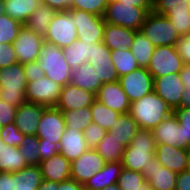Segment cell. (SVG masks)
Wrapping results in <instances>:
<instances>
[{
  "label": "cell",
  "instance_id": "obj_19",
  "mask_svg": "<svg viewBox=\"0 0 190 190\" xmlns=\"http://www.w3.org/2000/svg\"><path fill=\"white\" fill-rule=\"evenodd\" d=\"M96 99L120 114L130 111L131 102L119 81L104 83L97 91Z\"/></svg>",
  "mask_w": 190,
  "mask_h": 190
},
{
  "label": "cell",
  "instance_id": "obj_49",
  "mask_svg": "<svg viewBox=\"0 0 190 190\" xmlns=\"http://www.w3.org/2000/svg\"><path fill=\"white\" fill-rule=\"evenodd\" d=\"M16 110L17 107L8 105L6 101L0 99V125L2 127L14 122Z\"/></svg>",
  "mask_w": 190,
  "mask_h": 190
},
{
  "label": "cell",
  "instance_id": "obj_55",
  "mask_svg": "<svg viewBox=\"0 0 190 190\" xmlns=\"http://www.w3.org/2000/svg\"><path fill=\"white\" fill-rule=\"evenodd\" d=\"M43 4L56 11H67L70 8L66 5V0H43Z\"/></svg>",
  "mask_w": 190,
  "mask_h": 190
},
{
  "label": "cell",
  "instance_id": "obj_34",
  "mask_svg": "<svg viewBox=\"0 0 190 190\" xmlns=\"http://www.w3.org/2000/svg\"><path fill=\"white\" fill-rule=\"evenodd\" d=\"M124 149L123 144L112 137L108 132H106L101 142L95 148L106 163L122 162Z\"/></svg>",
  "mask_w": 190,
  "mask_h": 190
},
{
  "label": "cell",
  "instance_id": "obj_36",
  "mask_svg": "<svg viewBox=\"0 0 190 190\" xmlns=\"http://www.w3.org/2000/svg\"><path fill=\"white\" fill-rule=\"evenodd\" d=\"M92 114V122L104 128L107 132L111 130V126L115 124L120 113L108 108L102 102L95 99L90 106Z\"/></svg>",
  "mask_w": 190,
  "mask_h": 190
},
{
  "label": "cell",
  "instance_id": "obj_58",
  "mask_svg": "<svg viewBox=\"0 0 190 190\" xmlns=\"http://www.w3.org/2000/svg\"><path fill=\"white\" fill-rule=\"evenodd\" d=\"M184 91L182 92V99L180 107L190 108V86L184 85Z\"/></svg>",
  "mask_w": 190,
  "mask_h": 190
},
{
  "label": "cell",
  "instance_id": "obj_40",
  "mask_svg": "<svg viewBox=\"0 0 190 190\" xmlns=\"http://www.w3.org/2000/svg\"><path fill=\"white\" fill-rule=\"evenodd\" d=\"M39 138L36 135H24L19 147L23 158L29 165L40 164Z\"/></svg>",
  "mask_w": 190,
  "mask_h": 190
},
{
  "label": "cell",
  "instance_id": "obj_57",
  "mask_svg": "<svg viewBox=\"0 0 190 190\" xmlns=\"http://www.w3.org/2000/svg\"><path fill=\"white\" fill-rule=\"evenodd\" d=\"M179 77L183 85L190 86V64H184L183 68L179 72Z\"/></svg>",
  "mask_w": 190,
  "mask_h": 190
},
{
  "label": "cell",
  "instance_id": "obj_56",
  "mask_svg": "<svg viewBox=\"0 0 190 190\" xmlns=\"http://www.w3.org/2000/svg\"><path fill=\"white\" fill-rule=\"evenodd\" d=\"M118 2H123L130 4L131 6L143 7L148 12L152 11V0H114Z\"/></svg>",
  "mask_w": 190,
  "mask_h": 190
},
{
  "label": "cell",
  "instance_id": "obj_52",
  "mask_svg": "<svg viewBox=\"0 0 190 190\" xmlns=\"http://www.w3.org/2000/svg\"><path fill=\"white\" fill-rule=\"evenodd\" d=\"M38 146L40 152V161L47 160L59 153V145L57 143H49L45 142V140H39Z\"/></svg>",
  "mask_w": 190,
  "mask_h": 190
},
{
  "label": "cell",
  "instance_id": "obj_30",
  "mask_svg": "<svg viewBox=\"0 0 190 190\" xmlns=\"http://www.w3.org/2000/svg\"><path fill=\"white\" fill-rule=\"evenodd\" d=\"M139 126L136 121L131 117L129 113L120 114L114 125L111 126V130L108 131L112 137L120 141L124 147H128L135 136V133L139 130Z\"/></svg>",
  "mask_w": 190,
  "mask_h": 190
},
{
  "label": "cell",
  "instance_id": "obj_8",
  "mask_svg": "<svg viewBox=\"0 0 190 190\" xmlns=\"http://www.w3.org/2000/svg\"><path fill=\"white\" fill-rule=\"evenodd\" d=\"M68 11L76 21L78 40L87 44L103 41L106 24L103 16L79 9H69Z\"/></svg>",
  "mask_w": 190,
  "mask_h": 190
},
{
  "label": "cell",
  "instance_id": "obj_53",
  "mask_svg": "<svg viewBox=\"0 0 190 190\" xmlns=\"http://www.w3.org/2000/svg\"><path fill=\"white\" fill-rule=\"evenodd\" d=\"M175 190H190V172L185 170L177 174Z\"/></svg>",
  "mask_w": 190,
  "mask_h": 190
},
{
  "label": "cell",
  "instance_id": "obj_43",
  "mask_svg": "<svg viewBox=\"0 0 190 190\" xmlns=\"http://www.w3.org/2000/svg\"><path fill=\"white\" fill-rule=\"evenodd\" d=\"M190 10L188 0H153L152 11L165 16L169 11Z\"/></svg>",
  "mask_w": 190,
  "mask_h": 190
},
{
  "label": "cell",
  "instance_id": "obj_23",
  "mask_svg": "<svg viewBox=\"0 0 190 190\" xmlns=\"http://www.w3.org/2000/svg\"><path fill=\"white\" fill-rule=\"evenodd\" d=\"M188 151L168 144H156L154 156L163 167L179 174L186 170Z\"/></svg>",
  "mask_w": 190,
  "mask_h": 190
},
{
  "label": "cell",
  "instance_id": "obj_64",
  "mask_svg": "<svg viewBox=\"0 0 190 190\" xmlns=\"http://www.w3.org/2000/svg\"><path fill=\"white\" fill-rule=\"evenodd\" d=\"M73 0H66V5L70 8V5L72 3Z\"/></svg>",
  "mask_w": 190,
  "mask_h": 190
},
{
  "label": "cell",
  "instance_id": "obj_35",
  "mask_svg": "<svg viewBox=\"0 0 190 190\" xmlns=\"http://www.w3.org/2000/svg\"><path fill=\"white\" fill-rule=\"evenodd\" d=\"M139 67L147 68L155 46L138 30L129 48Z\"/></svg>",
  "mask_w": 190,
  "mask_h": 190
},
{
  "label": "cell",
  "instance_id": "obj_22",
  "mask_svg": "<svg viewBox=\"0 0 190 190\" xmlns=\"http://www.w3.org/2000/svg\"><path fill=\"white\" fill-rule=\"evenodd\" d=\"M46 107L26 102L16 110L14 123L24 135H36L38 123Z\"/></svg>",
  "mask_w": 190,
  "mask_h": 190
},
{
  "label": "cell",
  "instance_id": "obj_33",
  "mask_svg": "<svg viewBox=\"0 0 190 190\" xmlns=\"http://www.w3.org/2000/svg\"><path fill=\"white\" fill-rule=\"evenodd\" d=\"M65 59L72 69L84 63H88L91 56V44L75 40L71 45L63 48Z\"/></svg>",
  "mask_w": 190,
  "mask_h": 190
},
{
  "label": "cell",
  "instance_id": "obj_15",
  "mask_svg": "<svg viewBox=\"0 0 190 190\" xmlns=\"http://www.w3.org/2000/svg\"><path fill=\"white\" fill-rule=\"evenodd\" d=\"M156 144H168L183 149H190V145L184 140L183 126L172 113L152 130Z\"/></svg>",
  "mask_w": 190,
  "mask_h": 190
},
{
  "label": "cell",
  "instance_id": "obj_16",
  "mask_svg": "<svg viewBox=\"0 0 190 190\" xmlns=\"http://www.w3.org/2000/svg\"><path fill=\"white\" fill-rule=\"evenodd\" d=\"M88 64L94 68L103 84L119 80L117 71L113 66L111 50L103 41L91 44V56Z\"/></svg>",
  "mask_w": 190,
  "mask_h": 190
},
{
  "label": "cell",
  "instance_id": "obj_62",
  "mask_svg": "<svg viewBox=\"0 0 190 190\" xmlns=\"http://www.w3.org/2000/svg\"><path fill=\"white\" fill-rule=\"evenodd\" d=\"M186 171L190 172V149L188 151V156L186 161Z\"/></svg>",
  "mask_w": 190,
  "mask_h": 190
},
{
  "label": "cell",
  "instance_id": "obj_3",
  "mask_svg": "<svg viewBox=\"0 0 190 190\" xmlns=\"http://www.w3.org/2000/svg\"><path fill=\"white\" fill-rule=\"evenodd\" d=\"M27 80L23 64L19 62L0 68V99L8 105L19 107L26 103Z\"/></svg>",
  "mask_w": 190,
  "mask_h": 190
},
{
  "label": "cell",
  "instance_id": "obj_5",
  "mask_svg": "<svg viewBox=\"0 0 190 190\" xmlns=\"http://www.w3.org/2000/svg\"><path fill=\"white\" fill-rule=\"evenodd\" d=\"M155 47L175 46L180 38L170 20L163 15L149 12L139 30Z\"/></svg>",
  "mask_w": 190,
  "mask_h": 190
},
{
  "label": "cell",
  "instance_id": "obj_29",
  "mask_svg": "<svg viewBox=\"0 0 190 190\" xmlns=\"http://www.w3.org/2000/svg\"><path fill=\"white\" fill-rule=\"evenodd\" d=\"M28 165L19 148L5 144L0 138V172L14 173Z\"/></svg>",
  "mask_w": 190,
  "mask_h": 190
},
{
  "label": "cell",
  "instance_id": "obj_24",
  "mask_svg": "<svg viewBox=\"0 0 190 190\" xmlns=\"http://www.w3.org/2000/svg\"><path fill=\"white\" fill-rule=\"evenodd\" d=\"M39 166L42 179L60 183L71 178V162L60 153L41 161Z\"/></svg>",
  "mask_w": 190,
  "mask_h": 190
},
{
  "label": "cell",
  "instance_id": "obj_47",
  "mask_svg": "<svg viewBox=\"0 0 190 190\" xmlns=\"http://www.w3.org/2000/svg\"><path fill=\"white\" fill-rule=\"evenodd\" d=\"M181 126H183L184 140L190 145V108L179 107L173 111Z\"/></svg>",
  "mask_w": 190,
  "mask_h": 190
},
{
  "label": "cell",
  "instance_id": "obj_42",
  "mask_svg": "<svg viewBox=\"0 0 190 190\" xmlns=\"http://www.w3.org/2000/svg\"><path fill=\"white\" fill-rule=\"evenodd\" d=\"M165 16L179 36L190 35V10L169 11Z\"/></svg>",
  "mask_w": 190,
  "mask_h": 190
},
{
  "label": "cell",
  "instance_id": "obj_9",
  "mask_svg": "<svg viewBox=\"0 0 190 190\" xmlns=\"http://www.w3.org/2000/svg\"><path fill=\"white\" fill-rule=\"evenodd\" d=\"M183 65L175 46H159L155 47L146 69L153 77H160L179 73Z\"/></svg>",
  "mask_w": 190,
  "mask_h": 190
},
{
  "label": "cell",
  "instance_id": "obj_25",
  "mask_svg": "<svg viewBox=\"0 0 190 190\" xmlns=\"http://www.w3.org/2000/svg\"><path fill=\"white\" fill-rule=\"evenodd\" d=\"M89 148L84 133L74 128H66L59 142V153L70 162L79 158Z\"/></svg>",
  "mask_w": 190,
  "mask_h": 190
},
{
  "label": "cell",
  "instance_id": "obj_18",
  "mask_svg": "<svg viewBox=\"0 0 190 190\" xmlns=\"http://www.w3.org/2000/svg\"><path fill=\"white\" fill-rule=\"evenodd\" d=\"M105 164L106 161L95 149H88L79 158L71 162V179L84 185Z\"/></svg>",
  "mask_w": 190,
  "mask_h": 190
},
{
  "label": "cell",
  "instance_id": "obj_54",
  "mask_svg": "<svg viewBox=\"0 0 190 190\" xmlns=\"http://www.w3.org/2000/svg\"><path fill=\"white\" fill-rule=\"evenodd\" d=\"M59 190H85V187L83 184L70 178L59 183Z\"/></svg>",
  "mask_w": 190,
  "mask_h": 190
},
{
  "label": "cell",
  "instance_id": "obj_21",
  "mask_svg": "<svg viewBox=\"0 0 190 190\" xmlns=\"http://www.w3.org/2000/svg\"><path fill=\"white\" fill-rule=\"evenodd\" d=\"M96 99V95L85 89L78 88L71 83L62 87L56 108L63 111L89 107Z\"/></svg>",
  "mask_w": 190,
  "mask_h": 190
},
{
  "label": "cell",
  "instance_id": "obj_41",
  "mask_svg": "<svg viewBox=\"0 0 190 190\" xmlns=\"http://www.w3.org/2000/svg\"><path fill=\"white\" fill-rule=\"evenodd\" d=\"M146 182L141 172L122 169L117 184L121 190H139Z\"/></svg>",
  "mask_w": 190,
  "mask_h": 190
},
{
  "label": "cell",
  "instance_id": "obj_7",
  "mask_svg": "<svg viewBox=\"0 0 190 190\" xmlns=\"http://www.w3.org/2000/svg\"><path fill=\"white\" fill-rule=\"evenodd\" d=\"M44 42L65 48L78 39L76 21L69 11H57L47 28Z\"/></svg>",
  "mask_w": 190,
  "mask_h": 190
},
{
  "label": "cell",
  "instance_id": "obj_46",
  "mask_svg": "<svg viewBox=\"0 0 190 190\" xmlns=\"http://www.w3.org/2000/svg\"><path fill=\"white\" fill-rule=\"evenodd\" d=\"M106 130L100 127L98 124L90 123L86 129L83 131L86 144L89 149H95L97 145L101 142Z\"/></svg>",
  "mask_w": 190,
  "mask_h": 190
},
{
  "label": "cell",
  "instance_id": "obj_50",
  "mask_svg": "<svg viewBox=\"0 0 190 190\" xmlns=\"http://www.w3.org/2000/svg\"><path fill=\"white\" fill-rule=\"evenodd\" d=\"M175 47L184 64H190V35L180 36Z\"/></svg>",
  "mask_w": 190,
  "mask_h": 190
},
{
  "label": "cell",
  "instance_id": "obj_39",
  "mask_svg": "<svg viewBox=\"0 0 190 190\" xmlns=\"http://www.w3.org/2000/svg\"><path fill=\"white\" fill-rule=\"evenodd\" d=\"M22 26L23 24L5 13L0 16V44H12L17 38Z\"/></svg>",
  "mask_w": 190,
  "mask_h": 190
},
{
  "label": "cell",
  "instance_id": "obj_14",
  "mask_svg": "<svg viewBox=\"0 0 190 190\" xmlns=\"http://www.w3.org/2000/svg\"><path fill=\"white\" fill-rule=\"evenodd\" d=\"M118 81L131 103L153 91V76L144 67L119 77Z\"/></svg>",
  "mask_w": 190,
  "mask_h": 190
},
{
  "label": "cell",
  "instance_id": "obj_48",
  "mask_svg": "<svg viewBox=\"0 0 190 190\" xmlns=\"http://www.w3.org/2000/svg\"><path fill=\"white\" fill-rule=\"evenodd\" d=\"M17 62V56L12 44H0V68L9 67Z\"/></svg>",
  "mask_w": 190,
  "mask_h": 190
},
{
  "label": "cell",
  "instance_id": "obj_11",
  "mask_svg": "<svg viewBox=\"0 0 190 190\" xmlns=\"http://www.w3.org/2000/svg\"><path fill=\"white\" fill-rule=\"evenodd\" d=\"M62 90V86L48 77H43L32 82H27L26 101L43 105L45 107H55Z\"/></svg>",
  "mask_w": 190,
  "mask_h": 190
},
{
  "label": "cell",
  "instance_id": "obj_1",
  "mask_svg": "<svg viewBox=\"0 0 190 190\" xmlns=\"http://www.w3.org/2000/svg\"><path fill=\"white\" fill-rule=\"evenodd\" d=\"M172 113L173 110L154 91L133 101L129 111L139 128L150 130Z\"/></svg>",
  "mask_w": 190,
  "mask_h": 190
},
{
  "label": "cell",
  "instance_id": "obj_59",
  "mask_svg": "<svg viewBox=\"0 0 190 190\" xmlns=\"http://www.w3.org/2000/svg\"><path fill=\"white\" fill-rule=\"evenodd\" d=\"M37 190H59V182L42 179Z\"/></svg>",
  "mask_w": 190,
  "mask_h": 190
},
{
  "label": "cell",
  "instance_id": "obj_45",
  "mask_svg": "<svg viewBox=\"0 0 190 190\" xmlns=\"http://www.w3.org/2000/svg\"><path fill=\"white\" fill-rule=\"evenodd\" d=\"M23 137L24 134L20 132L14 122L3 126L0 132V138L5 144L17 148L21 146Z\"/></svg>",
  "mask_w": 190,
  "mask_h": 190
},
{
  "label": "cell",
  "instance_id": "obj_37",
  "mask_svg": "<svg viewBox=\"0 0 190 190\" xmlns=\"http://www.w3.org/2000/svg\"><path fill=\"white\" fill-rule=\"evenodd\" d=\"M111 58L118 77L129 74L139 67L129 48L111 51Z\"/></svg>",
  "mask_w": 190,
  "mask_h": 190
},
{
  "label": "cell",
  "instance_id": "obj_27",
  "mask_svg": "<svg viewBox=\"0 0 190 190\" xmlns=\"http://www.w3.org/2000/svg\"><path fill=\"white\" fill-rule=\"evenodd\" d=\"M70 83L95 95L103 85L97 72L88 63H84L71 70Z\"/></svg>",
  "mask_w": 190,
  "mask_h": 190
},
{
  "label": "cell",
  "instance_id": "obj_28",
  "mask_svg": "<svg viewBox=\"0 0 190 190\" xmlns=\"http://www.w3.org/2000/svg\"><path fill=\"white\" fill-rule=\"evenodd\" d=\"M122 169V162L106 163L84 184L85 190H102L107 186L117 184Z\"/></svg>",
  "mask_w": 190,
  "mask_h": 190
},
{
  "label": "cell",
  "instance_id": "obj_6",
  "mask_svg": "<svg viewBox=\"0 0 190 190\" xmlns=\"http://www.w3.org/2000/svg\"><path fill=\"white\" fill-rule=\"evenodd\" d=\"M148 13L143 7L109 0L103 17L107 23L138 31L144 24Z\"/></svg>",
  "mask_w": 190,
  "mask_h": 190
},
{
  "label": "cell",
  "instance_id": "obj_63",
  "mask_svg": "<svg viewBox=\"0 0 190 190\" xmlns=\"http://www.w3.org/2000/svg\"><path fill=\"white\" fill-rule=\"evenodd\" d=\"M139 190H153L147 182L140 186Z\"/></svg>",
  "mask_w": 190,
  "mask_h": 190
},
{
  "label": "cell",
  "instance_id": "obj_17",
  "mask_svg": "<svg viewBox=\"0 0 190 190\" xmlns=\"http://www.w3.org/2000/svg\"><path fill=\"white\" fill-rule=\"evenodd\" d=\"M153 91L161 97L174 111L180 107L183 83L179 73L168 74L160 77H153Z\"/></svg>",
  "mask_w": 190,
  "mask_h": 190
},
{
  "label": "cell",
  "instance_id": "obj_12",
  "mask_svg": "<svg viewBox=\"0 0 190 190\" xmlns=\"http://www.w3.org/2000/svg\"><path fill=\"white\" fill-rule=\"evenodd\" d=\"M44 38L25 25L22 26L17 38L12 43L20 64L36 62L39 59Z\"/></svg>",
  "mask_w": 190,
  "mask_h": 190
},
{
  "label": "cell",
  "instance_id": "obj_60",
  "mask_svg": "<svg viewBox=\"0 0 190 190\" xmlns=\"http://www.w3.org/2000/svg\"><path fill=\"white\" fill-rule=\"evenodd\" d=\"M102 190H121V189L119 188L118 184H112L110 186L105 187Z\"/></svg>",
  "mask_w": 190,
  "mask_h": 190
},
{
  "label": "cell",
  "instance_id": "obj_2",
  "mask_svg": "<svg viewBox=\"0 0 190 190\" xmlns=\"http://www.w3.org/2000/svg\"><path fill=\"white\" fill-rule=\"evenodd\" d=\"M156 143L150 129H139L128 147H125L122 166L130 171L142 172L154 157Z\"/></svg>",
  "mask_w": 190,
  "mask_h": 190
},
{
  "label": "cell",
  "instance_id": "obj_4",
  "mask_svg": "<svg viewBox=\"0 0 190 190\" xmlns=\"http://www.w3.org/2000/svg\"><path fill=\"white\" fill-rule=\"evenodd\" d=\"M39 67L46 77L62 87L70 83L71 68L69 67L62 48L44 42L39 55Z\"/></svg>",
  "mask_w": 190,
  "mask_h": 190
},
{
  "label": "cell",
  "instance_id": "obj_32",
  "mask_svg": "<svg viewBox=\"0 0 190 190\" xmlns=\"http://www.w3.org/2000/svg\"><path fill=\"white\" fill-rule=\"evenodd\" d=\"M56 12L57 11L55 9H52L42 3L36 8L24 25L36 34L44 37Z\"/></svg>",
  "mask_w": 190,
  "mask_h": 190
},
{
  "label": "cell",
  "instance_id": "obj_20",
  "mask_svg": "<svg viewBox=\"0 0 190 190\" xmlns=\"http://www.w3.org/2000/svg\"><path fill=\"white\" fill-rule=\"evenodd\" d=\"M141 173L153 190H175L176 188L177 173L163 167L155 156Z\"/></svg>",
  "mask_w": 190,
  "mask_h": 190
},
{
  "label": "cell",
  "instance_id": "obj_65",
  "mask_svg": "<svg viewBox=\"0 0 190 190\" xmlns=\"http://www.w3.org/2000/svg\"><path fill=\"white\" fill-rule=\"evenodd\" d=\"M37 2H39L40 4H42L43 3V0H36Z\"/></svg>",
  "mask_w": 190,
  "mask_h": 190
},
{
  "label": "cell",
  "instance_id": "obj_10",
  "mask_svg": "<svg viewBox=\"0 0 190 190\" xmlns=\"http://www.w3.org/2000/svg\"><path fill=\"white\" fill-rule=\"evenodd\" d=\"M41 182L39 165H28L14 173L0 172V190H37Z\"/></svg>",
  "mask_w": 190,
  "mask_h": 190
},
{
  "label": "cell",
  "instance_id": "obj_26",
  "mask_svg": "<svg viewBox=\"0 0 190 190\" xmlns=\"http://www.w3.org/2000/svg\"><path fill=\"white\" fill-rule=\"evenodd\" d=\"M136 31L133 29L117 26L110 23L105 24L103 43L111 50L130 48Z\"/></svg>",
  "mask_w": 190,
  "mask_h": 190
},
{
  "label": "cell",
  "instance_id": "obj_38",
  "mask_svg": "<svg viewBox=\"0 0 190 190\" xmlns=\"http://www.w3.org/2000/svg\"><path fill=\"white\" fill-rule=\"evenodd\" d=\"M63 115L66 128H74V130L83 132L92 123L90 106L82 109L63 111Z\"/></svg>",
  "mask_w": 190,
  "mask_h": 190
},
{
  "label": "cell",
  "instance_id": "obj_13",
  "mask_svg": "<svg viewBox=\"0 0 190 190\" xmlns=\"http://www.w3.org/2000/svg\"><path fill=\"white\" fill-rule=\"evenodd\" d=\"M65 129L66 124L63 112L56 107H46L39 120L36 136L39 140L59 145Z\"/></svg>",
  "mask_w": 190,
  "mask_h": 190
},
{
  "label": "cell",
  "instance_id": "obj_44",
  "mask_svg": "<svg viewBox=\"0 0 190 190\" xmlns=\"http://www.w3.org/2000/svg\"><path fill=\"white\" fill-rule=\"evenodd\" d=\"M109 0H73L70 9L84 10L99 16H104Z\"/></svg>",
  "mask_w": 190,
  "mask_h": 190
},
{
  "label": "cell",
  "instance_id": "obj_61",
  "mask_svg": "<svg viewBox=\"0 0 190 190\" xmlns=\"http://www.w3.org/2000/svg\"><path fill=\"white\" fill-rule=\"evenodd\" d=\"M4 13H5L4 0H0V16H2Z\"/></svg>",
  "mask_w": 190,
  "mask_h": 190
},
{
  "label": "cell",
  "instance_id": "obj_51",
  "mask_svg": "<svg viewBox=\"0 0 190 190\" xmlns=\"http://www.w3.org/2000/svg\"><path fill=\"white\" fill-rule=\"evenodd\" d=\"M23 68L27 82H32L46 76L44 71L39 67L38 60L36 62L23 64Z\"/></svg>",
  "mask_w": 190,
  "mask_h": 190
},
{
  "label": "cell",
  "instance_id": "obj_31",
  "mask_svg": "<svg viewBox=\"0 0 190 190\" xmlns=\"http://www.w3.org/2000/svg\"><path fill=\"white\" fill-rule=\"evenodd\" d=\"M5 14L25 24L40 5L36 0H4Z\"/></svg>",
  "mask_w": 190,
  "mask_h": 190
}]
</instances>
